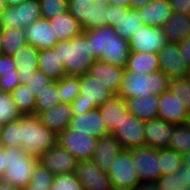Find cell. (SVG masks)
Instances as JSON below:
<instances>
[{
  "label": "cell",
  "instance_id": "obj_40",
  "mask_svg": "<svg viewBox=\"0 0 190 190\" xmlns=\"http://www.w3.org/2000/svg\"><path fill=\"white\" fill-rule=\"evenodd\" d=\"M94 0H68V12L79 22L83 30H88L91 3Z\"/></svg>",
  "mask_w": 190,
  "mask_h": 190
},
{
  "label": "cell",
  "instance_id": "obj_37",
  "mask_svg": "<svg viewBox=\"0 0 190 190\" xmlns=\"http://www.w3.org/2000/svg\"><path fill=\"white\" fill-rule=\"evenodd\" d=\"M54 175L41 162H38L31 181L21 190H50Z\"/></svg>",
  "mask_w": 190,
  "mask_h": 190
},
{
  "label": "cell",
  "instance_id": "obj_34",
  "mask_svg": "<svg viewBox=\"0 0 190 190\" xmlns=\"http://www.w3.org/2000/svg\"><path fill=\"white\" fill-rule=\"evenodd\" d=\"M60 103L58 81H53L36 97L35 115L51 110Z\"/></svg>",
  "mask_w": 190,
  "mask_h": 190
},
{
  "label": "cell",
  "instance_id": "obj_4",
  "mask_svg": "<svg viewBox=\"0 0 190 190\" xmlns=\"http://www.w3.org/2000/svg\"><path fill=\"white\" fill-rule=\"evenodd\" d=\"M21 141L26 154L39 158L57 143V135L41 124L38 115H22Z\"/></svg>",
  "mask_w": 190,
  "mask_h": 190
},
{
  "label": "cell",
  "instance_id": "obj_8",
  "mask_svg": "<svg viewBox=\"0 0 190 190\" xmlns=\"http://www.w3.org/2000/svg\"><path fill=\"white\" fill-rule=\"evenodd\" d=\"M42 18L39 0H26L17 6L6 7L0 15V29H23Z\"/></svg>",
  "mask_w": 190,
  "mask_h": 190
},
{
  "label": "cell",
  "instance_id": "obj_28",
  "mask_svg": "<svg viewBox=\"0 0 190 190\" xmlns=\"http://www.w3.org/2000/svg\"><path fill=\"white\" fill-rule=\"evenodd\" d=\"M58 40H70L83 32L76 18L68 11L49 19Z\"/></svg>",
  "mask_w": 190,
  "mask_h": 190
},
{
  "label": "cell",
  "instance_id": "obj_16",
  "mask_svg": "<svg viewBox=\"0 0 190 190\" xmlns=\"http://www.w3.org/2000/svg\"><path fill=\"white\" fill-rule=\"evenodd\" d=\"M28 44L37 50L53 48L58 43V37L49 19L40 18L23 28Z\"/></svg>",
  "mask_w": 190,
  "mask_h": 190
},
{
  "label": "cell",
  "instance_id": "obj_56",
  "mask_svg": "<svg viewBox=\"0 0 190 190\" xmlns=\"http://www.w3.org/2000/svg\"><path fill=\"white\" fill-rule=\"evenodd\" d=\"M0 190H20V189L12 186L9 183H4L2 180H0Z\"/></svg>",
  "mask_w": 190,
  "mask_h": 190
},
{
  "label": "cell",
  "instance_id": "obj_1",
  "mask_svg": "<svg viewBox=\"0 0 190 190\" xmlns=\"http://www.w3.org/2000/svg\"><path fill=\"white\" fill-rule=\"evenodd\" d=\"M90 43L93 58L126 68L130 57V47L127 39L121 37L113 27L102 26L94 30H83Z\"/></svg>",
  "mask_w": 190,
  "mask_h": 190
},
{
  "label": "cell",
  "instance_id": "obj_5",
  "mask_svg": "<svg viewBox=\"0 0 190 190\" xmlns=\"http://www.w3.org/2000/svg\"><path fill=\"white\" fill-rule=\"evenodd\" d=\"M3 149L6 170L0 180L21 190L30 183L39 158L26 154L19 147H3Z\"/></svg>",
  "mask_w": 190,
  "mask_h": 190
},
{
  "label": "cell",
  "instance_id": "obj_60",
  "mask_svg": "<svg viewBox=\"0 0 190 190\" xmlns=\"http://www.w3.org/2000/svg\"><path fill=\"white\" fill-rule=\"evenodd\" d=\"M3 40V30L0 29V54H1V43Z\"/></svg>",
  "mask_w": 190,
  "mask_h": 190
},
{
  "label": "cell",
  "instance_id": "obj_2",
  "mask_svg": "<svg viewBox=\"0 0 190 190\" xmlns=\"http://www.w3.org/2000/svg\"><path fill=\"white\" fill-rule=\"evenodd\" d=\"M53 49L68 76H81L88 73L89 68L96 61L84 32L70 40L58 41Z\"/></svg>",
  "mask_w": 190,
  "mask_h": 190
},
{
  "label": "cell",
  "instance_id": "obj_58",
  "mask_svg": "<svg viewBox=\"0 0 190 190\" xmlns=\"http://www.w3.org/2000/svg\"><path fill=\"white\" fill-rule=\"evenodd\" d=\"M6 7L7 6H6V3H5V0H0V15L5 10Z\"/></svg>",
  "mask_w": 190,
  "mask_h": 190
},
{
  "label": "cell",
  "instance_id": "obj_9",
  "mask_svg": "<svg viewBox=\"0 0 190 190\" xmlns=\"http://www.w3.org/2000/svg\"><path fill=\"white\" fill-rule=\"evenodd\" d=\"M98 140L89 134L70 128L57 135V144L70 152L79 162L93 158Z\"/></svg>",
  "mask_w": 190,
  "mask_h": 190
},
{
  "label": "cell",
  "instance_id": "obj_14",
  "mask_svg": "<svg viewBox=\"0 0 190 190\" xmlns=\"http://www.w3.org/2000/svg\"><path fill=\"white\" fill-rule=\"evenodd\" d=\"M39 162L56 176L75 173L79 161L56 143L39 157Z\"/></svg>",
  "mask_w": 190,
  "mask_h": 190
},
{
  "label": "cell",
  "instance_id": "obj_33",
  "mask_svg": "<svg viewBox=\"0 0 190 190\" xmlns=\"http://www.w3.org/2000/svg\"><path fill=\"white\" fill-rule=\"evenodd\" d=\"M143 25L138 10L130 8L129 11H123V18L114 29L121 37L129 40L133 34H136L138 30L143 27Z\"/></svg>",
  "mask_w": 190,
  "mask_h": 190
},
{
  "label": "cell",
  "instance_id": "obj_42",
  "mask_svg": "<svg viewBox=\"0 0 190 190\" xmlns=\"http://www.w3.org/2000/svg\"><path fill=\"white\" fill-rule=\"evenodd\" d=\"M159 157L161 158L162 175H167L177 171L182 165V155L174 149H159Z\"/></svg>",
  "mask_w": 190,
  "mask_h": 190
},
{
  "label": "cell",
  "instance_id": "obj_48",
  "mask_svg": "<svg viewBox=\"0 0 190 190\" xmlns=\"http://www.w3.org/2000/svg\"><path fill=\"white\" fill-rule=\"evenodd\" d=\"M129 7L126 6H116L113 4H108V23L107 26L117 27L118 23L121 22L123 18V11H129Z\"/></svg>",
  "mask_w": 190,
  "mask_h": 190
},
{
  "label": "cell",
  "instance_id": "obj_53",
  "mask_svg": "<svg viewBox=\"0 0 190 190\" xmlns=\"http://www.w3.org/2000/svg\"><path fill=\"white\" fill-rule=\"evenodd\" d=\"M6 170V165H5V150L3 147H0V179Z\"/></svg>",
  "mask_w": 190,
  "mask_h": 190
},
{
  "label": "cell",
  "instance_id": "obj_54",
  "mask_svg": "<svg viewBox=\"0 0 190 190\" xmlns=\"http://www.w3.org/2000/svg\"><path fill=\"white\" fill-rule=\"evenodd\" d=\"M108 4L131 7V0H105Z\"/></svg>",
  "mask_w": 190,
  "mask_h": 190
},
{
  "label": "cell",
  "instance_id": "obj_39",
  "mask_svg": "<svg viewBox=\"0 0 190 190\" xmlns=\"http://www.w3.org/2000/svg\"><path fill=\"white\" fill-rule=\"evenodd\" d=\"M21 116L11 94L0 90V125L15 121Z\"/></svg>",
  "mask_w": 190,
  "mask_h": 190
},
{
  "label": "cell",
  "instance_id": "obj_27",
  "mask_svg": "<svg viewBox=\"0 0 190 190\" xmlns=\"http://www.w3.org/2000/svg\"><path fill=\"white\" fill-rule=\"evenodd\" d=\"M162 29L168 42L179 43L190 36V15L174 12Z\"/></svg>",
  "mask_w": 190,
  "mask_h": 190
},
{
  "label": "cell",
  "instance_id": "obj_32",
  "mask_svg": "<svg viewBox=\"0 0 190 190\" xmlns=\"http://www.w3.org/2000/svg\"><path fill=\"white\" fill-rule=\"evenodd\" d=\"M26 44L27 40L23 29L12 28L3 30L1 54L14 56Z\"/></svg>",
  "mask_w": 190,
  "mask_h": 190
},
{
  "label": "cell",
  "instance_id": "obj_45",
  "mask_svg": "<svg viewBox=\"0 0 190 190\" xmlns=\"http://www.w3.org/2000/svg\"><path fill=\"white\" fill-rule=\"evenodd\" d=\"M50 190H84L75 173L56 175Z\"/></svg>",
  "mask_w": 190,
  "mask_h": 190
},
{
  "label": "cell",
  "instance_id": "obj_55",
  "mask_svg": "<svg viewBox=\"0 0 190 190\" xmlns=\"http://www.w3.org/2000/svg\"><path fill=\"white\" fill-rule=\"evenodd\" d=\"M182 164L190 169V151L182 155Z\"/></svg>",
  "mask_w": 190,
  "mask_h": 190
},
{
  "label": "cell",
  "instance_id": "obj_17",
  "mask_svg": "<svg viewBox=\"0 0 190 190\" xmlns=\"http://www.w3.org/2000/svg\"><path fill=\"white\" fill-rule=\"evenodd\" d=\"M69 128L89 134L97 139L110 135L98 108L85 114L73 115Z\"/></svg>",
  "mask_w": 190,
  "mask_h": 190
},
{
  "label": "cell",
  "instance_id": "obj_13",
  "mask_svg": "<svg viewBox=\"0 0 190 190\" xmlns=\"http://www.w3.org/2000/svg\"><path fill=\"white\" fill-rule=\"evenodd\" d=\"M75 175L84 190H114L109 175L103 172L92 159L78 162Z\"/></svg>",
  "mask_w": 190,
  "mask_h": 190
},
{
  "label": "cell",
  "instance_id": "obj_20",
  "mask_svg": "<svg viewBox=\"0 0 190 190\" xmlns=\"http://www.w3.org/2000/svg\"><path fill=\"white\" fill-rule=\"evenodd\" d=\"M38 116L44 127L58 135L69 128L73 117L72 107L69 103H60L51 110L41 112Z\"/></svg>",
  "mask_w": 190,
  "mask_h": 190
},
{
  "label": "cell",
  "instance_id": "obj_36",
  "mask_svg": "<svg viewBox=\"0 0 190 190\" xmlns=\"http://www.w3.org/2000/svg\"><path fill=\"white\" fill-rule=\"evenodd\" d=\"M0 141L2 147L21 148V117L15 121L1 125Z\"/></svg>",
  "mask_w": 190,
  "mask_h": 190
},
{
  "label": "cell",
  "instance_id": "obj_22",
  "mask_svg": "<svg viewBox=\"0 0 190 190\" xmlns=\"http://www.w3.org/2000/svg\"><path fill=\"white\" fill-rule=\"evenodd\" d=\"M137 10L143 24L156 28H163L167 19L174 13L168 0H152Z\"/></svg>",
  "mask_w": 190,
  "mask_h": 190
},
{
  "label": "cell",
  "instance_id": "obj_19",
  "mask_svg": "<svg viewBox=\"0 0 190 190\" xmlns=\"http://www.w3.org/2000/svg\"><path fill=\"white\" fill-rule=\"evenodd\" d=\"M145 144L155 149L167 148L170 142L174 124L160 118L145 121Z\"/></svg>",
  "mask_w": 190,
  "mask_h": 190
},
{
  "label": "cell",
  "instance_id": "obj_7",
  "mask_svg": "<svg viewBox=\"0 0 190 190\" xmlns=\"http://www.w3.org/2000/svg\"><path fill=\"white\" fill-rule=\"evenodd\" d=\"M107 174L113 183L114 190H137L141 186L131 150L123 149L112 160V166Z\"/></svg>",
  "mask_w": 190,
  "mask_h": 190
},
{
  "label": "cell",
  "instance_id": "obj_3",
  "mask_svg": "<svg viewBox=\"0 0 190 190\" xmlns=\"http://www.w3.org/2000/svg\"><path fill=\"white\" fill-rule=\"evenodd\" d=\"M167 90H169V77L162 71L143 75L124 68L117 96L123 99L147 97L151 94L160 96Z\"/></svg>",
  "mask_w": 190,
  "mask_h": 190
},
{
  "label": "cell",
  "instance_id": "obj_43",
  "mask_svg": "<svg viewBox=\"0 0 190 190\" xmlns=\"http://www.w3.org/2000/svg\"><path fill=\"white\" fill-rule=\"evenodd\" d=\"M169 90L190 109V80L187 76L169 78Z\"/></svg>",
  "mask_w": 190,
  "mask_h": 190
},
{
  "label": "cell",
  "instance_id": "obj_61",
  "mask_svg": "<svg viewBox=\"0 0 190 190\" xmlns=\"http://www.w3.org/2000/svg\"><path fill=\"white\" fill-rule=\"evenodd\" d=\"M187 78L190 80V67H189L188 72H187Z\"/></svg>",
  "mask_w": 190,
  "mask_h": 190
},
{
  "label": "cell",
  "instance_id": "obj_41",
  "mask_svg": "<svg viewBox=\"0 0 190 190\" xmlns=\"http://www.w3.org/2000/svg\"><path fill=\"white\" fill-rule=\"evenodd\" d=\"M108 3L106 1H93L91 3L90 19H88V30H94L108 23Z\"/></svg>",
  "mask_w": 190,
  "mask_h": 190
},
{
  "label": "cell",
  "instance_id": "obj_11",
  "mask_svg": "<svg viewBox=\"0 0 190 190\" xmlns=\"http://www.w3.org/2000/svg\"><path fill=\"white\" fill-rule=\"evenodd\" d=\"M145 121L128 113L118 129L113 133L114 138L123 149L131 150L145 147Z\"/></svg>",
  "mask_w": 190,
  "mask_h": 190
},
{
  "label": "cell",
  "instance_id": "obj_23",
  "mask_svg": "<svg viewBox=\"0 0 190 190\" xmlns=\"http://www.w3.org/2000/svg\"><path fill=\"white\" fill-rule=\"evenodd\" d=\"M98 109L111 135L121 125L124 116L129 113L125 99L117 95L105 102L101 107H98Z\"/></svg>",
  "mask_w": 190,
  "mask_h": 190
},
{
  "label": "cell",
  "instance_id": "obj_49",
  "mask_svg": "<svg viewBox=\"0 0 190 190\" xmlns=\"http://www.w3.org/2000/svg\"><path fill=\"white\" fill-rule=\"evenodd\" d=\"M17 67L12 56L0 54V75L13 73V70H17Z\"/></svg>",
  "mask_w": 190,
  "mask_h": 190
},
{
  "label": "cell",
  "instance_id": "obj_31",
  "mask_svg": "<svg viewBox=\"0 0 190 190\" xmlns=\"http://www.w3.org/2000/svg\"><path fill=\"white\" fill-rule=\"evenodd\" d=\"M22 115L35 114L36 96L27 84H20L10 93Z\"/></svg>",
  "mask_w": 190,
  "mask_h": 190
},
{
  "label": "cell",
  "instance_id": "obj_57",
  "mask_svg": "<svg viewBox=\"0 0 190 190\" xmlns=\"http://www.w3.org/2000/svg\"><path fill=\"white\" fill-rule=\"evenodd\" d=\"M23 1H26V0H5V3L7 7H11V6H17Z\"/></svg>",
  "mask_w": 190,
  "mask_h": 190
},
{
  "label": "cell",
  "instance_id": "obj_10",
  "mask_svg": "<svg viewBox=\"0 0 190 190\" xmlns=\"http://www.w3.org/2000/svg\"><path fill=\"white\" fill-rule=\"evenodd\" d=\"M131 152L141 184L160 179L162 171L159 149L145 146L131 149Z\"/></svg>",
  "mask_w": 190,
  "mask_h": 190
},
{
  "label": "cell",
  "instance_id": "obj_21",
  "mask_svg": "<svg viewBox=\"0 0 190 190\" xmlns=\"http://www.w3.org/2000/svg\"><path fill=\"white\" fill-rule=\"evenodd\" d=\"M123 70L124 68L96 60L89 68L88 74L101 81L104 86L117 95L121 86Z\"/></svg>",
  "mask_w": 190,
  "mask_h": 190
},
{
  "label": "cell",
  "instance_id": "obj_18",
  "mask_svg": "<svg viewBox=\"0 0 190 190\" xmlns=\"http://www.w3.org/2000/svg\"><path fill=\"white\" fill-rule=\"evenodd\" d=\"M158 118L171 124L185 123L188 109L170 90L159 96Z\"/></svg>",
  "mask_w": 190,
  "mask_h": 190
},
{
  "label": "cell",
  "instance_id": "obj_59",
  "mask_svg": "<svg viewBox=\"0 0 190 190\" xmlns=\"http://www.w3.org/2000/svg\"><path fill=\"white\" fill-rule=\"evenodd\" d=\"M185 122L188 124V126L190 128V109L187 111Z\"/></svg>",
  "mask_w": 190,
  "mask_h": 190
},
{
  "label": "cell",
  "instance_id": "obj_46",
  "mask_svg": "<svg viewBox=\"0 0 190 190\" xmlns=\"http://www.w3.org/2000/svg\"><path fill=\"white\" fill-rule=\"evenodd\" d=\"M53 82L47 75L37 70L34 73H31V76L26 83L32 93L37 97L45 87L50 85Z\"/></svg>",
  "mask_w": 190,
  "mask_h": 190
},
{
  "label": "cell",
  "instance_id": "obj_50",
  "mask_svg": "<svg viewBox=\"0 0 190 190\" xmlns=\"http://www.w3.org/2000/svg\"><path fill=\"white\" fill-rule=\"evenodd\" d=\"M174 12L190 15V0H168Z\"/></svg>",
  "mask_w": 190,
  "mask_h": 190
},
{
  "label": "cell",
  "instance_id": "obj_24",
  "mask_svg": "<svg viewBox=\"0 0 190 190\" xmlns=\"http://www.w3.org/2000/svg\"><path fill=\"white\" fill-rule=\"evenodd\" d=\"M122 150L123 147L121 144L110 134L98 140L92 160L103 172L107 173L112 166V160L115 159Z\"/></svg>",
  "mask_w": 190,
  "mask_h": 190
},
{
  "label": "cell",
  "instance_id": "obj_51",
  "mask_svg": "<svg viewBox=\"0 0 190 190\" xmlns=\"http://www.w3.org/2000/svg\"><path fill=\"white\" fill-rule=\"evenodd\" d=\"M179 52L182 54V58L187 61L190 66V36L178 43Z\"/></svg>",
  "mask_w": 190,
  "mask_h": 190
},
{
  "label": "cell",
  "instance_id": "obj_26",
  "mask_svg": "<svg viewBox=\"0 0 190 190\" xmlns=\"http://www.w3.org/2000/svg\"><path fill=\"white\" fill-rule=\"evenodd\" d=\"M125 101L129 113L133 116H136L143 121L158 118V95L151 94L147 97H132L125 99Z\"/></svg>",
  "mask_w": 190,
  "mask_h": 190
},
{
  "label": "cell",
  "instance_id": "obj_12",
  "mask_svg": "<svg viewBox=\"0 0 190 190\" xmlns=\"http://www.w3.org/2000/svg\"><path fill=\"white\" fill-rule=\"evenodd\" d=\"M128 42L131 52H152L158 54L168 41L162 28L144 24L136 34H133Z\"/></svg>",
  "mask_w": 190,
  "mask_h": 190
},
{
  "label": "cell",
  "instance_id": "obj_6",
  "mask_svg": "<svg viewBox=\"0 0 190 190\" xmlns=\"http://www.w3.org/2000/svg\"><path fill=\"white\" fill-rule=\"evenodd\" d=\"M115 94L103 83L93 78L88 73L80 76V92L71 103L72 114L81 115L88 111L101 107Z\"/></svg>",
  "mask_w": 190,
  "mask_h": 190
},
{
  "label": "cell",
  "instance_id": "obj_25",
  "mask_svg": "<svg viewBox=\"0 0 190 190\" xmlns=\"http://www.w3.org/2000/svg\"><path fill=\"white\" fill-rule=\"evenodd\" d=\"M12 57L18 66L20 84H26L31 73L38 70L39 50L27 43Z\"/></svg>",
  "mask_w": 190,
  "mask_h": 190
},
{
  "label": "cell",
  "instance_id": "obj_38",
  "mask_svg": "<svg viewBox=\"0 0 190 190\" xmlns=\"http://www.w3.org/2000/svg\"><path fill=\"white\" fill-rule=\"evenodd\" d=\"M61 103L71 104L80 92V76H64L58 81Z\"/></svg>",
  "mask_w": 190,
  "mask_h": 190
},
{
  "label": "cell",
  "instance_id": "obj_35",
  "mask_svg": "<svg viewBox=\"0 0 190 190\" xmlns=\"http://www.w3.org/2000/svg\"><path fill=\"white\" fill-rule=\"evenodd\" d=\"M168 148L176 150L181 155L190 151V128L186 122L174 126Z\"/></svg>",
  "mask_w": 190,
  "mask_h": 190
},
{
  "label": "cell",
  "instance_id": "obj_15",
  "mask_svg": "<svg viewBox=\"0 0 190 190\" xmlns=\"http://www.w3.org/2000/svg\"><path fill=\"white\" fill-rule=\"evenodd\" d=\"M160 71L169 78L187 76L189 64L182 58L178 43L167 42L158 52Z\"/></svg>",
  "mask_w": 190,
  "mask_h": 190
},
{
  "label": "cell",
  "instance_id": "obj_29",
  "mask_svg": "<svg viewBox=\"0 0 190 190\" xmlns=\"http://www.w3.org/2000/svg\"><path fill=\"white\" fill-rule=\"evenodd\" d=\"M38 70L53 81H59L66 76L64 65L60 63L53 48L39 50Z\"/></svg>",
  "mask_w": 190,
  "mask_h": 190
},
{
  "label": "cell",
  "instance_id": "obj_30",
  "mask_svg": "<svg viewBox=\"0 0 190 190\" xmlns=\"http://www.w3.org/2000/svg\"><path fill=\"white\" fill-rule=\"evenodd\" d=\"M125 69L131 72H139L143 75L159 71L158 54L152 52H131Z\"/></svg>",
  "mask_w": 190,
  "mask_h": 190
},
{
  "label": "cell",
  "instance_id": "obj_47",
  "mask_svg": "<svg viewBox=\"0 0 190 190\" xmlns=\"http://www.w3.org/2000/svg\"><path fill=\"white\" fill-rule=\"evenodd\" d=\"M20 85L18 71L13 70V73H4L0 75V90L11 93L16 86Z\"/></svg>",
  "mask_w": 190,
  "mask_h": 190
},
{
  "label": "cell",
  "instance_id": "obj_44",
  "mask_svg": "<svg viewBox=\"0 0 190 190\" xmlns=\"http://www.w3.org/2000/svg\"><path fill=\"white\" fill-rule=\"evenodd\" d=\"M42 18L51 19L68 11V0H39Z\"/></svg>",
  "mask_w": 190,
  "mask_h": 190
},
{
  "label": "cell",
  "instance_id": "obj_52",
  "mask_svg": "<svg viewBox=\"0 0 190 190\" xmlns=\"http://www.w3.org/2000/svg\"><path fill=\"white\" fill-rule=\"evenodd\" d=\"M152 0H131V9H139L149 4Z\"/></svg>",
  "mask_w": 190,
  "mask_h": 190
}]
</instances>
